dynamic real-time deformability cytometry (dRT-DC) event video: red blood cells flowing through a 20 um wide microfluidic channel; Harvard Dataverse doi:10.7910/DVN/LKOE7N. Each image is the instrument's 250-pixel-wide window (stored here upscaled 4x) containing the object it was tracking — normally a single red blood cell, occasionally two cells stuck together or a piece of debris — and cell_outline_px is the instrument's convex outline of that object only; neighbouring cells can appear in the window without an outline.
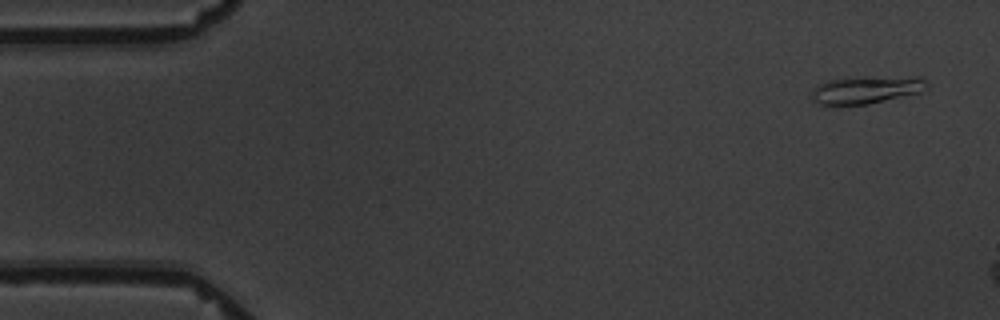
{"species": "common noctule bat (a hibernating species)", "species_latin": "Nyctalus noctula", "temperature_condition": "warm", "stored_images_in_passage": 3, "camera_frame_rate_fps": 3000, "um_per_image_px": 0.085, "animal": {"sex": "male", "body_mass_g": 19.5, "forearm_length_mm": 54.6}, "frame": {"image": 1, "passage_image": 1, "time_ms": 0.0, "image_size_px": [1000, 320], "cell_outline_px": [[928, 88], [920, 92], [868, 104], [820, 104], [812, 96], [812, 92], [816, 84], [828, 80], [916, 76], [928, 80]], "centroid_in_image_um": [73.7, 7.63], "position_along_channel_um": 11.3, "area_um2": 17.86}}